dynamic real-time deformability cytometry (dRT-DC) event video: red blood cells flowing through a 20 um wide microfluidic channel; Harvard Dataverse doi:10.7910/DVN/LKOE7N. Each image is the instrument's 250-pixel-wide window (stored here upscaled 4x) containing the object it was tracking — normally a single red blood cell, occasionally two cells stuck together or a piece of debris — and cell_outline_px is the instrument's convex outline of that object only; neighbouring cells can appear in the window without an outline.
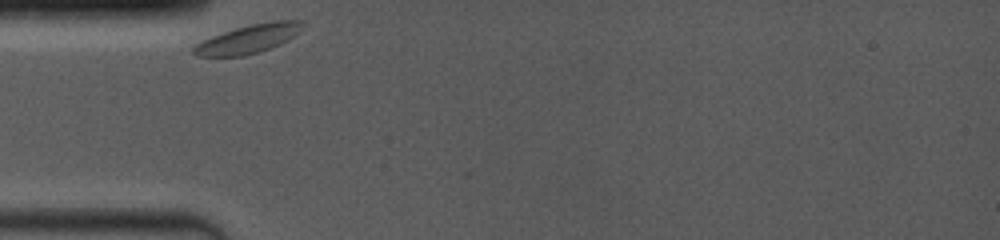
{"species": "common noctule bat (a hibernating species)", "species_latin": "Nyctalus noctula", "temperature_condition": "room temperature", "stored_images_in_passage": 23, "camera_frame_rate_fps": 4000, "um_per_image_px": 0.085, "animal": {"sex": "female", "body_mass_g": 19.0, "forearm_length_mm": 53.3}, "frame": {"image": 1, "passage_image": 1, "time_ms": 0.0, "image_size_px": [1000, 240], "cell_outline_px": [[308, 24], [300, 32], [288, 40], [280, 44], [260, 52], [244, 56], [196, 56], [192, 52], [192, 48], [196, 44], [212, 36], [236, 28], [252, 24], [272, 20], [304, 20]], "centroid_in_image_um": [21.21, 3.29], "position_along_channel_um": 63.8, "area_um2": 18.38}}
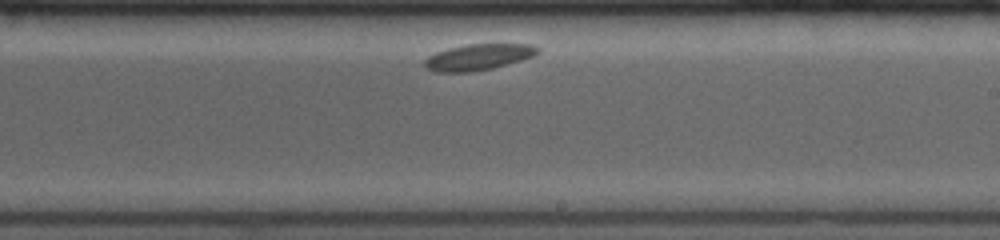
{"frame": {"image": 2, "passage_image": 14, "time_ms": 5.5, "image_size_px": [1000, 240], "cell_outline_px": [[540, 52], [532, 56], [520, 60], [492, 68], [472, 72], [436, 72], [428, 68], [424, 64], [424, 60], [428, 56], [436, 52], [448, 48], [468, 44], [532, 44], [540, 48]], "centroid_in_image_um": [40.65, 4.84], "position_along_channel_um": 248.3, "area_um2": 17.11}}
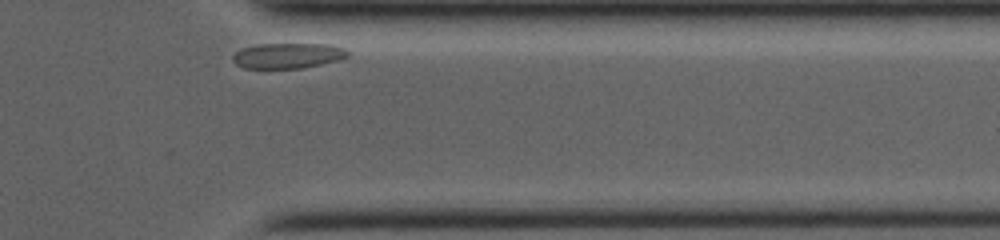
{"frame": {"image": 3, "passage_image": 23, "time_ms": 9.5, "image_size_px": [1000, 240], "cell_outline_px": [[352, 52], [348, 56], [340, 60], [300, 68], [244, 68], [236, 64], [232, 60], [232, 56], [236, 52], [244, 48], [260, 44], [332, 44], [344, 48]], "centroid_in_image_um": [24.52, 4.72], "position_along_channel_um": 386.9, "area_um2": 16.99}}